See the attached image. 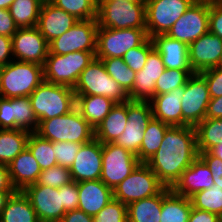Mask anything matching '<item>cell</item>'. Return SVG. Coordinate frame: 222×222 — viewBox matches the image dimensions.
Instances as JSON below:
<instances>
[{
	"instance_id": "obj_12",
	"label": "cell",
	"mask_w": 222,
	"mask_h": 222,
	"mask_svg": "<svg viewBox=\"0 0 222 222\" xmlns=\"http://www.w3.org/2000/svg\"><path fill=\"white\" fill-rule=\"evenodd\" d=\"M97 19L79 20L68 31L49 43L51 54L65 55L76 51L96 52Z\"/></svg>"
},
{
	"instance_id": "obj_57",
	"label": "cell",
	"mask_w": 222,
	"mask_h": 222,
	"mask_svg": "<svg viewBox=\"0 0 222 222\" xmlns=\"http://www.w3.org/2000/svg\"><path fill=\"white\" fill-rule=\"evenodd\" d=\"M209 152L213 156L220 158L222 160V140H220L219 145L213 147Z\"/></svg>"
},
{
	"instance_id": "obj_60",
	"label": "cell",
	"mask_w": 222,
	"mask_h": 222,
	"mask_svg": "<svg viewBox=\"0 0 222 222\" xmlns=\"http://www.w3.org/2000/svg\"><path fill=\"white\" fill-rule=\"evenodd\" d=\"M127 1H132V2L140 3V4H146L148 0H127Z\"/></svg>"
},
{
	"instance_id": "obj_30",
	"label": "cell",
	"mask_w": 222,
	"mask_h": 222,
	"mask_svg": "<svg viewBox=\"0 0 222 222\" xmlns=\"http://www.w3.org/2000/svg\"><path fill=\"white\" fill-rule=\"evenodd\" d=\"M191 210L190 198L176 194L169 187L162 189L160 222H188Z\"/></svg>"
},
{
	"instance_id": "obj_25",
	"label": "cell",
	"mask_w": 222,
	"mask_h": 222,
	"mask_svg": "<svg viewBox=\"0 0 222 222\" xmlns=\"http://www.w3.org/2000/svg\"><path fill=\"white\" fill-rule=\"evenodd\" d=\"M183 94L184 86H181L169 93L154 95L149 101L153 117L170 126H182Z\"/></svg>"
},
{
	"instance_id": "obj_32",
	"label": "cell",
	"mask_w": 222,
	"mask_h": 222,
	"mask_svg": "<svg viewBox=\"0 0 222 222\" xmlns=\"http://www.w3.org/2000/svg\"><path fill=\"white\" fill-rule=\"evenodd\" d=\"M29 131L22 129H0V165L8 166L27 148Z\"/></svg>"
},
{
	"instance_id": "obj_14",
	"label": "cell",
	"mask_w": 222,
	"mask_h": 222,
	"mask_svg": "<svg viewBox=\"0 0 222 222\" xmlns=\"http://www.w3.org/2000/svg\"><path fill=\"white\" fill-rule=\"evenodd\" d=\"M152 117L150 102L127 101L128 122L125 130L114 143L137 156L144 138V130Z\"/></svg>"
},
{
	"instance_id": "obj_31",
	"label": "cell",
	"mask_w": 222,
	"mask_h": 222,
	"mask_svg": "<svg viewBox=\"0 0 222 222\" xmlns=\"http://www.w3.org/2000/svg\"><path fill=\"white\" fill-rule=\"evenodd\" d=\"M0 217L1 222H39L29 198L23 191H16L11 195Z\"/></svg>"
},
{
	"instance_id": "obj_36",
	"label": "cell",
	"mask_w": 222,
	"mask_h": 222,
	"mask_svg": "<svg viewBox=\"0 0 222 222\" xmlns=\"http://www.w3.org/2000/svg\"><path fill=\"white\" fill-rule=\"evenodd\" d=\"M195 130L198 154L210 151L222 140V119L205 118Z\"/></svg>"
},
{
	"instance_id": "obj_34",
	"label": "cell",
	"mask_w": 222,
	"mask_h": 222,
	"mask_svg": "<svg viewBox=\"0 0 222 222\" xmlns=\"http://www.w3.org/2000/svg\"><path fill=\"white\" fill-rule=\"evenodd\" d=\"M170 125L163 123L159 119L151 118L147 127L144 130V138L142 140L139 154L137 158L141 163H146L150 160L156 151L159 149L164 134Z\"/></svg>"
},
{
	"instance_id": "obj_2",
	"label": "cell",
	"mask_w": 222,
	"mask_h": 222,
	"mask_svg": "<svg viewBox=\"0 0 222 222\" xmlns=\"http://www.w3.org/2000/svg\"><path fill=\"white\" fill-rule=\"evenodd\" d=\"M35 133L52 142L85 144L94 138V129L77 108L66 115L39 121Z\"/></svg>"
},
{
	"instance_id": "obj_49",
	"label": "cell",
	"mask_w": 222,
	"mask_h": 222,
	"mask_svg": "<svg viewBox=\"0 0 222 222\" xmlns=\"http://www.w3.org/2000/svg\"><path fill=\"white\" fill-rule=\"evenodd\" d=\"M209 32L222 39V5L210 4Z\"/></svg>"
},
{
	"instance_id": "obj_19",
	"label": "cell",
	"mask_w": 222,
	"mask_h": 222,
	"mask_svg": "<svg viewBox=\"0 0 222 222\" xmlns=\"http://www.w3.org/2000/svg\"><path fill=\"white\" fill-rule=\"evenodd\" d=\"M102 166V143L93 138L81 144L69 171L74 182L92 181L100 179Z\"/></svg>"
},
{
	"instance_id": "obj_7",
	"label": "cell",
	"mask_w": 222,
	"mask_h": 222,
	"mask_svg": "<svg viewBox=\"0 0 222 222\" xmlns=\"http://www.w3.org/2000/svg\"><path fill=\"white\" fill-rule=\"evenodd\" d=\"M96 52L76 51L65 55L48 53L44 64V81L74 88L81 72L95 58Z\"/></svg>"
},
{
	"instance_id": "obj_45",
	"label": "cell",
	"mask_w": 222,
	"mask_h": 222,
	"mask_svg": "<svg viewBox=\"0 0 222 222\" xmlns=\"http://www.w3.org/2000/svg\"><path fill=\"white\" fill-rule=\"evenodd\" d=\"M81 144L73 142H53L57 165L70 168L73 164Z\"/></svg>"
},
{
	"instance_id": "obj_11",
	"label": "cell",
	"mask_w": 222,
	"mask_h": 222,
	"mask_svg": "<svg viewBox=\"0 0 222 222\" xmlns=\"http://www.w3.org/2000/svg\"><path fill=\"white\" fill-rule=\"evenodd\" d=\"M102 162L100 180L112 190L141 163L137 156L115 143L102 144Z\"/></svg>"
},
{
	"instance_id": "obj_46",
	"label": "cell",
	"mask_w": 222,
	"mask_h": 222,
	"mask_svg": "<svg viewBox=\"0 0 222 222\" xmlns=\"http://www.w3.org/2000/svg\"><path fill=\"white\" fill-rule=\"evenodd\" d=\"M206 80L210 97L222 96V66H216L200 73Z\"/></svg>"
},
{
	"instance_id": "obj_21",
	"label": "cell",
	"mask_w": 222,
	"mask_h": 222,
	"mask_svg": "<svg viewBox=\"0 0 222 222\" xmlns=\"http://www.w3.org/2000/svg\"><path fill=\"white\" fill-rule=\"evenodd\" d=\"M222 39L208 32L189 45V62L194 73L219 66Z\"/></svg>"
},
{
	"instance_id": "obj_10",
	"label": "cell",
	"mask_w": 222,
	"mask_h": 222,
	"mask_svg": "<svg viewBox=\"0 0 222 222\" xmlns=\"http://www.w3.org/2000/svg\"><path fill=\"white\" fill-rule=\"evenodd\" d=\"M193 3V0H148L145 4L148 37L167 34Z\"/></svg>"
},
{
	"instance_id": "obj_6",
	"label": "cell",
	"mask_w": 222,
	"mask_h": 222,
	"mask_svg": "<svg viewBox=\"0 0 222 222\" xmlns=\"http://www.w3.org/2000/svg\"><path fill=\"white\" fill-rule=\"evenodd\" d=\"M97 22L101 28L146 29L145 4L127 0H98Z\"/></svg>"
},
{
	"instance_id": "obj_54",
	"label": "cell",
	"mask_w": 222,
	"mask_h": 222,
	"mask_svg": "<svg viewBox=\"0 0 222 222\" xmlns=\"http://www.w3.org/2000/svg\"><path fill=\"white\" fill-rule=\"evenodd\" d=\"M60 222H93L91 215L76 209L66 212Z\"/></svg>"
},
{
	"instance_id": "obj_63",
	"label": "cell",
	"mask_w": 222,
	"mask_h": 222,
	"mask_svg": "<svg viewBox=\"0 0 222 222\" xmlns=\"http://www.w3.org/2000/svg\"><path fill=\"white\" fill-rule=\"evenodd\" d=\"M218 4L222 5V0H218Z\"/></svg>"
},
{
	"instance_id": "obj_26",
	"label": "cell",
	"mask_w": 222,
	"mask_h": 222,
	"mask_svg": "<svg viewBox=\"0 0 222 222\" xmlns=\"http://www.w3.org/2000/svg\"><path fill=\"white\" fill-rule=\"evenodd\" d=\"M151 39L165 68L192 69L189 62V46L186 43L172 39L166 34L155 35Z\"/></svg>"
},
{
	"instance_id": "obj_1",
	"label": "cell",
	"mask_w": 222,
	"mask_h": 222,
	"mask_svg": "<svg viewBox=\"0 0 222 222\" xmlns=\"http://www.w3.org/2000/svg\"><path fill=\"white\" fill-rule=\"evenodd\" d=\"M198 157L195 127L170 126L159 149L146 164L165 187L172 188Z\"/></svg>"
},
{
	"instance_id": "obj_42",
	"label": "cell",
	"mask_w": 222,
	"mask_h": 222,
	"mask_svg": "<svg viewBox=\"0 0 222 222\" xmlns=\"http://www.w3.org/2000/svg\"><path fill=\"white\" fill-rule=\"evenodd\" d=\"M72 181L71 173L68 168L55 165L42 170L37 183L48 187L60 188Z\"/></svg>"
},
{
	"instance_id": "obj_22",
	"label": "cell",
	"mask_w": 222,
	"mask_h": 222,
	"mask_svg": "<svg viewBox=\"0 0 222 222\" xmlns=\"http://www.w3.org/2000/svg\"><path fill=\"white\" fill-rule=\"evenodd\" d=\"M78 21L73 15L56 7L49 0H44L40 9L37 28L50 43L68 31Z\"/></svg>"
},
{
	"instance_id": "obj_35",
	"label": "cell",
	"mask_w": 222,
	"mask_h": 222,
	"mask_svg": "<svg viewBox=\"0 0 222 222\" xmlns=\"http://www.w3.org/2000/svg\"><path fill=\"white\" fill-rule=\"evenodd\" d=\"M44 0H14L9 11L18 28L35 27Z\"/></svg>"
},
{
	"instance_id": "obj_37",
	"label": "cell",
	"mask_w": 222,
	"mask_h": 222,
	"mask_svg": "<svg viewBox=\"0 0 222 222\" xmlns=\"http://www.w3.org/2000/svg\"><path fill=\"white\" fill-rule=\"evenodd\" d=\"M27 148L33 154L41 170L57 165L52 141L32 132L27 140Z\"/></svg>"
},
{
	"instance_id": "obj_52",
	"label": "cell",
	"mask_w": 222,
	"mask_h": 222,
	"mask_svg": "<svg viewBox=\"0 0 222 222\" xmlns=\"http://www.w3.org/2000/svg\"><path fill=\"white\" fill-rule=\"evenodd\" d=\"M188 222H219V216L209 211L195 209L192 210L189 215Z\"/></svg>"
},
{
	"instance_id": "obj_13",
	"label": "cell",
	"mask_w": 222,
	"mask_h": 222,
	"mask_svg": "<svg viewBox=\"0 0 222 222\" xmlns=\"http://www.w3.org/2000/svg\"><path fill=\"white\" fill-rule=\"evenodd\" d=\"M210 100L205 78L200 73H193L184 86L181 100L182 126L196 127L204 120Z\"/></svg>"
},
{
	"instance_id": "obj_28",
	"label": "cell",
	"mask_w": 222,
	"mask_h": 222,
	"mask_svg": "<svg viewBox=\"0 0 222 222\" xmlns=\"http://www.w3.org/2000/svg\"><path fill=\"white\" fill-rule=\"evenodd\" d=\"M127 122V102L116 103L94 130V138L102 144L114 143L125 130Z\"/></svg>"
},
{
	"instance_id": "obj_15",
	"label": "cell",
	"mask_w": 222,
	"mask_h": 222,
	"mask_svg": "<svg viewBox=\"0 0 222 222\" xmlns=\"http://www.w3.org/2000/svg\"><path fill=\"white\" fill-rule=\"evenodd\" d=\"M209 12V3L194 2L166 35L189 46L193 41L209 32Z\"/></svg>"
},
{
	"instance_id": "obj_55",
	"label": "cell",
	"mask_w": 222,
	"mask_h": 222,
	"mask_svg": "<svg viewBox=\"0 0 222 222\" xmlns=\"http://www.w3.org/2000/svg\"><path fill=\"white\" fill-rule=\"evenodd\" d=\"M0 191H16L13 187L8 167L0 165Z\"/></svg>"
},
{
	"instance_id": "obj_59",
	"label": "cell",
	"mask_w": 222,
	"mask_h": 222,
	"mask_svg": "<svg viewBox=\"0 0 222 222\" xmlns=\"http://www.w3.org/2000/svg\"><path fill=\"white\" fill-rule=\"evenodd\" d=\"M194 2H199V3H218V0H193Z\"/></svg>"
},
{
	"instance_id": "obj_38",
	"label": "cell",
	"mask_w": 222,
	"mask_h": 222,
	"mask_svg": "<svg viewBox=\"0 0 222 222\" xmlns=\"http://www.w3.org/2000/svg\"><path fill=\"white\" fill-rule=\"evenodd\" d=\"M190 199L195 209L222 215V187L213 184L209 189L196 192Z\"/></svg>"
},
{
	"instance_id": "obj_16",
	"label": "cell",
	"mask_w": 222,
	"mask_h": 222,
	"mask_svg": "<svg viewBox=\"0 0 222 222\" xmlns=\"http://www.w3.org/2000/svg\"><path fill=\"white\" fill-rule=\"evenodd\" d=\"M35 210L39 222H60L65 214L62 190L60 188L39 185L27 186L23 190Z\"/></svg>"
},
{
	"instance_id": "obj_18",
	"label": "cell",
	"mask_w": 222,
	"mask_h": 222,
	"mask_svg": "<svg viewBox=\"0 0 222 222\" xmlns=\"http://www.w3.org/2000/svg\"><path fill=\"white\" fill-rule=\"evenodd\" d=\"M37 128L38 120L29 96L0 97V129H22L32 133Z\"/></svg>"
},
{
	"instance_id": "obj_4",
	"label": "cell",
	"mask_w": 222,
	"mask_h": 222,
	"mask_svg": "<svg viewBox=\"0 0 222 222\" xmlns=\"http://www.w3.org/2000/svg\"><path fill=\"white\" fill-rule=\"evenodd\" d=\"M38 122L66 115L76 108L73 88L43 81L30 95Z\"/></svg>"
},
{
	"instance_id": "obj_43",
	"label": "cell",
	"mask_w": 222,
	"mask_h": 222,
	"mask_svg": "<svg viewBox=\"0 0 222 222\" xmlns=\"http://www.w3.org/2000/svg\"><path fill=\"white\" fill-rule=\"evenodd\" d=\"M92 218L93 222H128L127 205L112 199Z\"/></svg>"
},
{
	"instance_id": "obj_3",
	"label": "cell",
	"mask_w": 222,
	"mask_h": 222,
	"mask_svg": "<svg viewBox=\"0 0 222 222\" xmlns=\"http://www.w3.org/2000/svg\"><path fill=\"white\" fill-rule=\"evenodd\" d=\"M44 81V67L13 60L0 67V97L29 96Z\"/></svg>"
},
{
	"instance_id": "obj_23",
	"label": "cell",
	"mask_w": 222,
	"mask_h": 222,
	"mask_svg": "<svg viewBox=\"0 0 222 222\" xmlns=\"http://www.w3.org/2000/svg\"><path fill=\"white\" fill-rule=\"evenodd\" d=\"M213 184L210 168L198 157L171 189L178 195L190 198L198 191L211 188Z\"/></svg>"
},
{
	"instance_id": "obj_5",
	"label": "cell",
	"mask_w": 222,
	"mask_h": 222,
	"mask_svg": "<svg viewBox=\"0 0 222 222\" xmlns=\"http://www.w3.org/2000/svg\"><path fill=\"white\" fill-rule=\"evenodd\" d=\"M73 90L76 96H105L115 103L129 101L128 94L108 75L102 60L97 58H94L81 72Z\"/></svg>"
},
{
	"instance_id": "obj_39",
	"label": "cell",
	"mask_w": 222,
	"mask_h": 222,
	"mask_svg": "<svg viewBox=\"0 0 222 222\" xmlns=\"http://www.w3.org/2000/svg\"><path fill=\"white\" fill-rule=\"evenodd\" d=\"M77 20L97 19L98 0H49Z\"/></svg>"
},
{
	"instance_id": "obj_56",
	"label": "cell",
	"mask_w": 222,
	"mask_h": 222,
	"mask_svg": "<svg viewBox=\"0 0 222 222\" xmlns=\"http://www.w3.org/2000/svg\"><path fill=\"white\" fill-rule=\"evenodd\" d=\"M16 191H0V216L2 214L3 209L6 206L8 199L14 194Z\"/></svg>"
},
{
	"instance_id": "obj_51",
	"label": "cell",
	"mask_w": 222,
	"mask_h": 222,
	"mask_svg": "<svg viewBox=\"0 0 222 222\" xmlns=\"http://www.w3.org/2000/svg\"><path fill=\"white\" fill-rule=\"evenodd\" d=\"M10 55H13L12 39L11 37L0 35V67L7 65L13 60V57Z\"/></svg>"
},
{
	"instance_id": "obj_50",
	"label": "cell",
	"mask_w": 222,
	"mask_h": 222,
	"mask_svg": "<svg viewBox=\"0 0 222 222\" xmlns=\"http://www.w3.org/2000/svg\"><path fill=\"white\" fill-rule=\"evenodd\" d=\"M17 29L9 9H0V35L12 37Z\"/></svg>"
},
{
	"instance_id": "obj_17",
	"label": "cell",
	"mask_w": 222,
	"mask_h": 222,
	"mask_svg": "<svg viewBox=\"0 0 222 222\" xmlns=\"http://www.w3.org/2000/svg\"><path fill=\"white\" fill-rule=\"evenodd\" d=\"M12 39V56L17 61L44 66L49 53V43L37 26L18 28Z\"/></svg>"
},
{
	"instance_id": "obj_33",
	"label": "cell",
	"mask_w": 222,
	"mask_h": 222,
	"mask_svg": "<svg viewBox=\"0 0 222 222\" xmlns=\"http://www.w3.org/2000/svg\"><path fill=\"white\" fill-rule=\"evenodd\" d=\"M162 190L149 198L130 203L127 206L128 222H160Z\"/></svg>"
},
{
	"instance_id": "obj_29",
	"label": "cell",
	"mask_w": 222,
	"mask_h": 222,
	"mask_svg": "<svg viewBox=\"0 0 222 222\" xmlns=\"http://www.w3.org/2000/svg\"><path fill=\"white\" fill-rule=\"evenodd\" d=\"M115 105L112 99L105 96H76V108L94 130Z\"/></svg>"
},
{
	"instance_id": "obj_44",
	"label": "cell",
	"mask_w": 222,
	"mask_h": 222,
	"mask_svg": "<svg viewBox=\"0 0 222 222\" xmlns=\"http://www.w3.org/2000/svg\"><path fill=\"white\" fill-rule=\"evenodd\" d=\"M154 48L151 38H147L140 46L127 51L122 59L133 71H140L146 64V58L149 52Z\"/></svg>"
},
{
	"instance_id": "obj_53",
	"label": "cell",
	"mask_w": 222,
	"mask_h": 222,
	"mask_svg": "<svg viewBox=\"0 0 222 222\" xmlns=\"http://www.w3.org/2000/svg\"><path fill=\"white\" fill-rule=\"evenodd\" d=\"M205 118L222 119V96L209 101Z\"/></svg>"
},
{
	"instance_id": "obj_58",
	"label": "cell",
	"mask_w": 222,
	"mask_h": 222,
	"mask_svg": "<svg viewBox=\"0 0 222 222\" xmlns=\"http://www.w3.org/2000/svg\"><path fill=\"white\" fill-rule=\"evenodd\" d=\"M14 0H0V9H9Z\"/></svg>"
},
{
	"instance_id": "obj_9",
	"label": "cell",
	"mask_w": 222,
	"mask_h": 222,
	"mask_svg": "<svg viewBox=\"0 0 222 222\" xmlns=\"http://www.w3.org/2000/svg\"><path fill=\"white\" fill-rule=\"evenodd\" d=\"M165 186L146 163H140L135 170L113 189V199L125 205L152 197Z\"/></svg>"
},
{
	"instance_id": "obj_8",
	"label": "cell",
	"mask_w": 222,
	"mask_h": 222,
	"mask_svg": "<svg viewBox=\"0 0 222 222\" xmlns=\"http://www.w3.org/2000/svg\"><path fill=\"white\" fill-rule=\"evenodd\" d=\"M147 38L146 29L98 27L95 58H122L127 51L140 46Z\"/></svg>"
},
{
	"instance_id": "obj_24",
	"label": "cell",
	"mask_w": 222,
	"mask_h": 222,
	"mask_svg": "<svg viewBox=\"0 0 222 222\" xmlns=\"http://www.w3.org/2000/svg\"><path fill=\"white\" fill-rule=\"evenodd\" d=\"M79 210L94 216L100 212L112 199L113 190L100 179L78 182Z\"/></svg>"
},
{
	"instance_id": "obj_61",
	"label": "cell",
	"mask_w": 222,
	"mask_h": 222,
	"mask_svg": "<svg viewBox=\"0 0 222 222\" xmlns=\"http://www.w3.org/2000/svg\"><path fill=\"white\" fill-rule=\"evenodd\" d=\"M219 66H222V53H221V56H220V59H219Z\"/></svg>"
},
{
	"instance_id": "obj_48",
	"label": "cell",
	"mask_w": 222,
	"mask_h": 222,
	"mask_svg": "<svg viewBox=\"0 0 222 222\" xmlns=\"http://www.w3.org/2000/svg\"><path fill=\"white\" fill-rule=\"evenodd\" d=\"M199 157L210 168L214 184L222 187V160L213 156L209 151L199 153Z\"/></svg>"
},
{
	"instance_id": "obj_27",
	"label": "cell",
	"mask_w": 222,
	"mask_h": 222,
	"mask_svg": "<svg viewBox=\"0 0 222 222\" xmlns=\"http://www.w3.org/2000/svg\"><path fill=\"white\" fill-rule=\"evenodd\" d=\"M7 167L16 191H23L27 186L37 183L42 171L28 148L14 158Z\"/></svg>"
},
{
	"instance_id": "obj_62",
	"label": "cell",
	"mask_w": 222,
	"mask_h": 222,
	"mask_svg": "<svg viewBox=\"0 0 222 222\" xmlns=\"http://www.w3.org/2000/svg\"><path fill=\"white\" fill-rule=\"evenodd\" d=\"M219 222H222V215L219 216Z\"/></svg>"
},
{
	"instance_id": "obj_47",
	"label": "cell",
	"mask_w": 222,
	"mask_h": 222,
	"mask_svg": "<svg viewBox=\"0 0 222 222\" xmlns=\"http://www.w3.org/2000/svg\"><path fill=\"white\" fill-rule=\"evenodd\" d=\"M62 190L63 208L65 213L78 208L79 193L77 182L72 181L69 184L60 187Z\"/></svg>"
},
{
	"instance_id": "obj_20",
	"label": "cell",
	"mask_w": 222,
	"mask_h": 222,
	"mask_svg": "<svg viewBox=\"0 0 222 222\" xmlns=\"http://www.w3.org/2000/svg\"><path fill=\"white\" fill-rule=\"evenodd\" d=\"M165 70L159 52L153 48L144 67L136 72L132 90L128 93L129 100L149 102L155 95V83Z\"/></svg>"
},
{
	"instance_id": "obj_41",
	"label": "cell",
	"mask_w": 222,
	"mask_h": 222,
	"mask_svg": "<svg viewBox=\"0 0 222 222\" xmlns=\"http://www.w3.org/2000/svg\"><path fill=\"white\" fill-rule=\"evenodd\" d=\"M194 73L192 69H167L155 83V95L169 93L174 89L185 86L189 77Z\"/></svg>"
},
{
	"instance_id": "obj_40",
	"label": "cell",
	"mask_w": 222,
	"mask_h": 222,
	"mask_svg": "<svg viewBox=\"0 0 222 222\" xmlns=\"http://www.w3.org/2000/svg\"><path fill=\"white\" fill-rule=\"evenodd\" d=\"M100 60H102L108 75L128 94L132 90L136 72L129 68L122 58Z\"/></svg>"
}]
</instances>
